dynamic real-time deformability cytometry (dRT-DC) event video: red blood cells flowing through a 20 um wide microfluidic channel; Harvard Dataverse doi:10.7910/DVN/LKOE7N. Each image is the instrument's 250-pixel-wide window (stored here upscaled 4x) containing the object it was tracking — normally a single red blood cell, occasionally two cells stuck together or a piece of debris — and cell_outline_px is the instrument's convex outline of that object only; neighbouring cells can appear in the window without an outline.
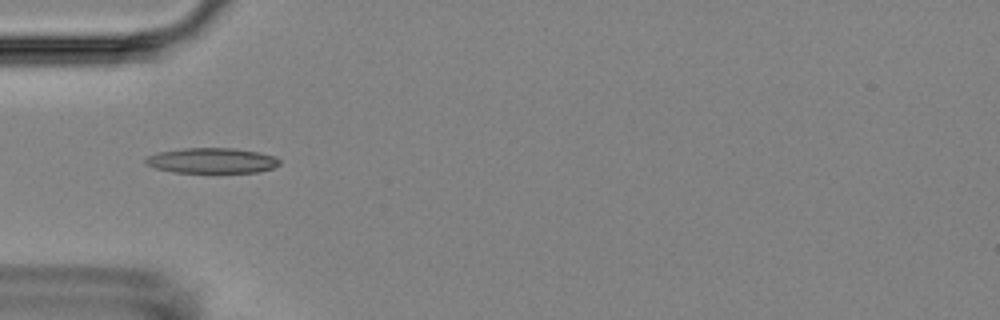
{"species": "Egyptian fruit bat (a non-hibernating species)", "species_latin": "Rousettus aegyptiacus", "temperature_condition": "room temperature", "stored_images_in_passage": 10, "camera_frame_rate_fps": 3000, "um_per_image_px": 0.085, "animal": {"sex": "female"}, "frame": {"image": 1, "passage_image": 4, "time_ms": 5.333, "image_size_px": [1000, 320], "cell_outline_px": [[280, 164], [272, 168], [256, 172], [172, 172], [156, 168], [148, 164], [144, 160], [144, 156], [156, 152], [184, 148], [232, 148], [256, 152], [276, 156], [280, 160]], "centroid_in_image_um": [17.97, 13.64], "position_along_channel_um": 67.0, "area_um2": 19.71}}
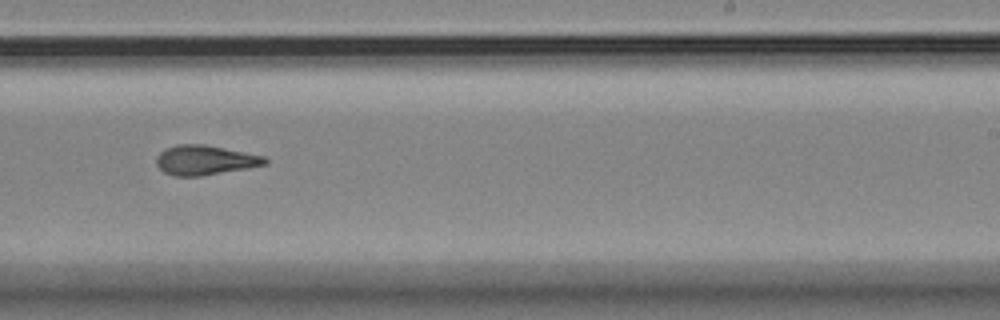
{"frame": {"image": 2, "passage_image": 9, "time_ms": 11.0, "image_size_px": [1000, 320], "cell_outline_px": [[268, 164], [248, 168], [200, 176], [176, 176], [164, 172], [156, 164], [156, 156], [164, 148], [176, 144], [204, 144], [264, 156], [268, 160]], "centroid_in_image_um": [17.4, 13.6], "position_along_channel_um": 271.6, "area_um2": 18.79}}
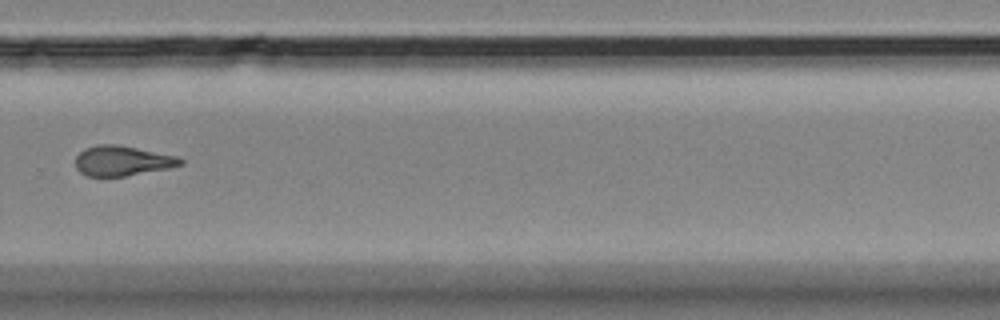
{"frame": {"image": 3, "passage_image": 10, "time_ms": 12.333, "image_size_px": [1000, 320], "cell_outline_px": [[184, 164], [168, 168], [124, 176], [88, 176], [80, 172], [76, 168], [76, 156], [84, 148], [96, 144], [116, 144], [176, 156], [184, 160]], "centroid_in_image_um": [10.37, 13.66], "position_along_channel_um": 319.4, "area_um2": 18.21}}